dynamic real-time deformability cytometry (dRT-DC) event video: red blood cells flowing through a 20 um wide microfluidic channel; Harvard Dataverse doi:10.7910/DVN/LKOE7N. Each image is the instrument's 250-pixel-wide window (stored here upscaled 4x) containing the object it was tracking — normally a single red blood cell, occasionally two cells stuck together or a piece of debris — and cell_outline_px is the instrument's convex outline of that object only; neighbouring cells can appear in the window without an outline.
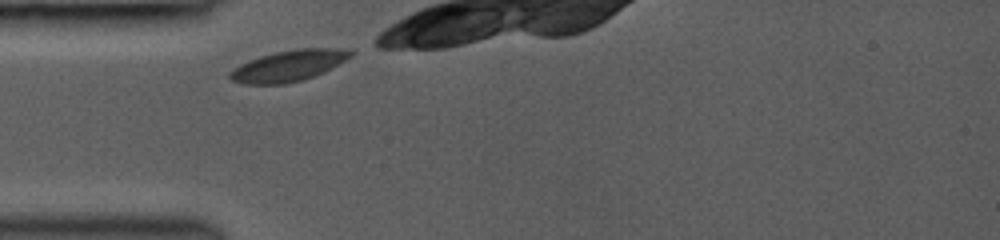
{"species": "common noctule bat (a hibernating species)", "species_latin": "Nyctalus noctula", "temperature_condition": "room temperature", "stored_images_in_passage": 4, "camera_frame_rate_fps": 3000, "um_per_image_px": 0.085, "animal": {"sex": "female", "body_mass_g": 19.0, "forearm_length_mm": 53.3}, "frame": {"image": 1, "passage_image": 1, "time_ms": 0.0, "image_size_px": [1000, 240], "cell_outline_px": [[356, 52], [352, 56], [324, 72], [304, 80], [284, 84], [244, 84], [232, 80], [228, 76], [228, 72], [232, 68], [248, 60], [260, 56], [276, 52], [296, 48], [336, 48]], "centroid_in_image_um": [24.5, 5.59], "position_along_channel_um": 60.5, "area_um2": 21.96}}
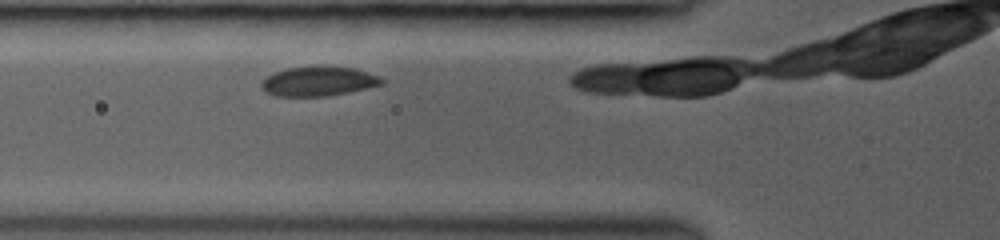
{"frame": {"image": 2, "passage_image": 3, "time_ms": 1.0, "image_size_px": [1000, 240], "cell_outline_px": [[384, 84], [368, 88], [328, 96], [276, 96], [268, 92], [260, 84], [260, 80], [272, 72], [288, 68], [324, 64], [356, 68], [380, 76], [384, 80]], "centroid_in_image_um": [27.09, 6.87], "position_along_channel_um": 98.7, "area_um2": 21.27}}